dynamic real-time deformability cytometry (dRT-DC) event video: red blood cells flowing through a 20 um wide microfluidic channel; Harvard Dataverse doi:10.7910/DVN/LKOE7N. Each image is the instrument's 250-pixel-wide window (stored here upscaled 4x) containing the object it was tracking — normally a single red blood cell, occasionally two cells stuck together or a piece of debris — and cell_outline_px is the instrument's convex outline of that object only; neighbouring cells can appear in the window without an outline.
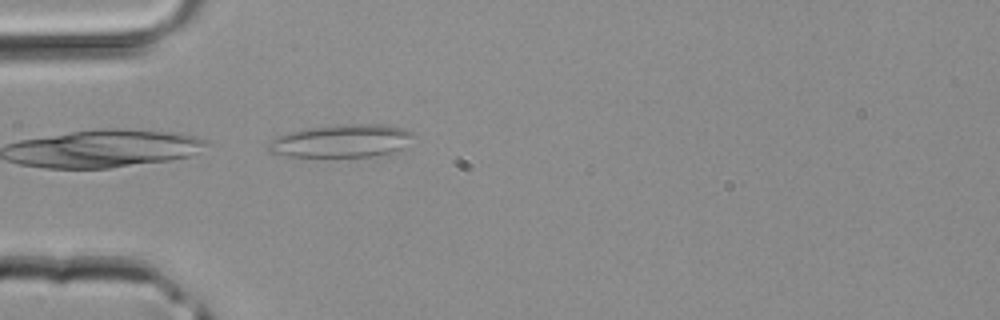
{"species": "common noctule bat (a hibernating species)", "species_latin": "Nyctalus noctula", "temperature_condition": "room temperature", "stored_images_in_passage": 13, "camera_frame_rate_fps": 3000, "um_per_image_px": 0.085, "animal": {"sex": "male", "body_mass_g": 20.4}, "frame": {"image": 1, "passage_image": 13, "time_ms": 4.0, "image_size_px": [1000, 320], "cell_outline_px": [[420, 136], [408, 148], [396, 156], [288, 156], [268, 152], [264, 144], [288, 132], [312, 128], [344, 124], [384, 124], [404, 128], [416, 132]], "centroid_in_image_um": [29.28, 12.0], "position_along_channel_um": 55.7, "area_um2": 28.96}}